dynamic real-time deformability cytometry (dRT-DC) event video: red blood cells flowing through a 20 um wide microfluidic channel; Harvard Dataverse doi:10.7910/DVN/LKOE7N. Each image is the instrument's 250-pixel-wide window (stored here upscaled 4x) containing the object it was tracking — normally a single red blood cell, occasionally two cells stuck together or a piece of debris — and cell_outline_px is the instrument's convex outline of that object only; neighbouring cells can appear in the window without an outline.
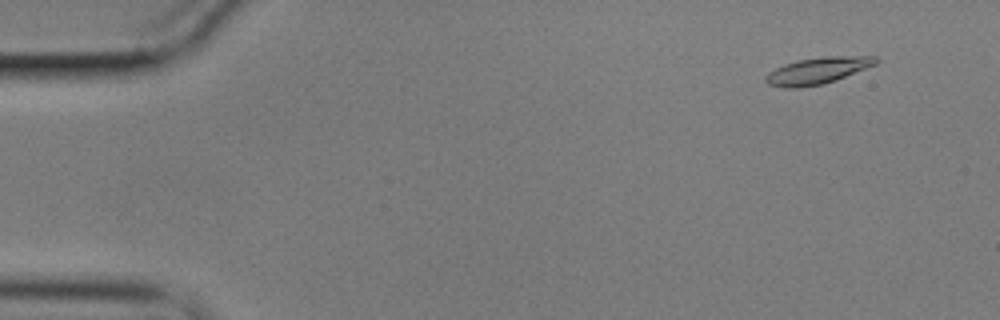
{"species": "common noctule bat (a hibernating species)", "species_latin": "Nyctalus noctula", "temperature_condition": "cold", "stored_images_in_passage": 58, "camera_frame_rate_fps": 3000, "um_per_image_px": 0.085, "animal": {"sex": "male", "body_mass_g": 17.9}, "frame": {"image": 1, "passage_image": 5, "time_ms": 1.333, "image_size_px": [1000, 320], "cell_outline_px": [[880, 60], [876, 64], [844, 76], [820, 84], [796, 88], [788, 88], [768, 84], [764, 80], [764, 76], [768, 72], [784, 64], [800, 60], [824, 56], [876, 56]], "centroid_in_image_um": [69.46, 5.99], "position_along_channel_um": 15.5, "area_um2": 16.7}}
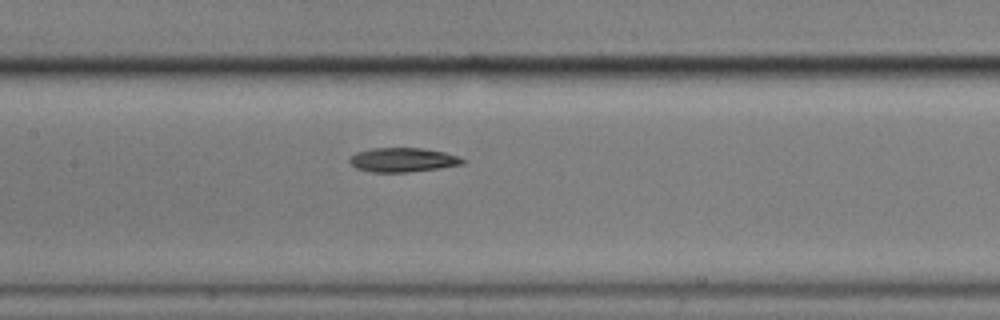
{"frame": {"image": 2, "passage_image": 28, "time_ms": 9.0, "image_size_px": [1000, 320], "cell_outline_px": [[464, 164], [440, 168], [408, 172], [372, 172], [356, 168], [348, 160], [356, 152], [372, 148], [424, 148], [444, 152], [456, 156], [464, 160]], "centroid_in_image_um": [34.23, 13.59], "position_along_channel_um": 173.2, "area_um2": 15.84}}
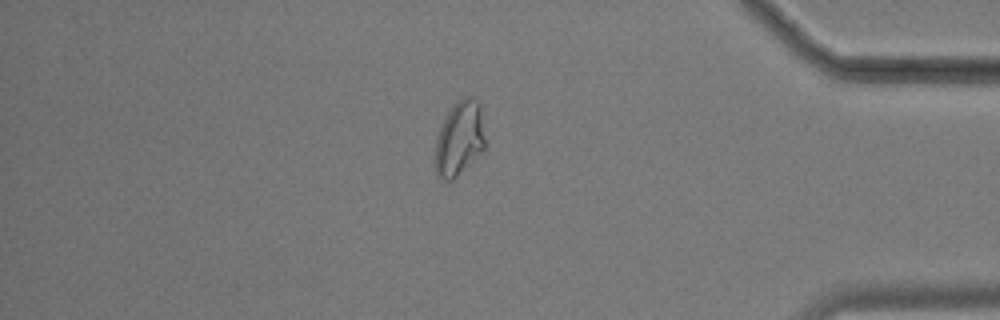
{"frame": {"image": 3, "passage_image": 50, "time_ms": 16.333, "image_size_px": [1000, 320], "cell_outline_px": [[484, 148], [452, 180], [444, 180], [436, 176], [436, 140], [440, 128], [448, 112], [456, 100], [464, 96], [472, 96], [480, 104], [484, 140]], "centroid_in_image_um": [39.04, 11.73], "position_along_channel_um": 396.2, "area_um2": 21.15}, "authors_computed_cell_mechanics": {"area_um2": 16.6753, "velocity_mm_per_s": 3.4453, "shape_relaxation_time_tau1_ms": 4.2824, "shape_relaxation_time_tau2_ms": 4.4884, "deformation_change_tau1": 0.1636, "deformation_change_tau2": 0.1033}}